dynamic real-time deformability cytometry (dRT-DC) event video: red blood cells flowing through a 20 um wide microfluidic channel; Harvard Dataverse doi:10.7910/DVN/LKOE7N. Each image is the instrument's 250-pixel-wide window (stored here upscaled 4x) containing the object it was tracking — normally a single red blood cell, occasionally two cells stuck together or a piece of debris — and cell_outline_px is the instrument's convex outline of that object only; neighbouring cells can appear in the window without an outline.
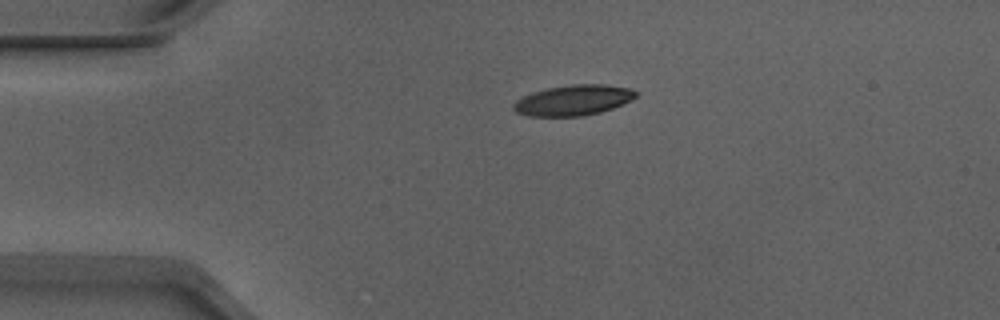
{"species": "Egyptian fruit bat (a non-hibernating species)", "species_latin": "Rousettus aegyptiacus", "temperature_condition": "warm", "stored_images_in_passage": 42, "camera_frame_rate_fps": 3000, "um_per_image_px": 0.085, "animal": {"sex": "male"}, "frame": {"image": 1, "passage_image": 1, "time_ms": 0.0, "image_size_px": [1000, 320], "cell_outline_px": [[636, 96], [632, 100], [612, 108], [600, 112], [584, 116], [528, 116], [516, 112], [512, 108], [512, 104], [516, 100], [532, 92], [548, 88], [572, 84], [604, 84], [628, 88], [636, 92]], "centroid_in_image_um": [48.7, 8.52], "position_along_channel_um": 36.3, "area_um2": 21.68}}
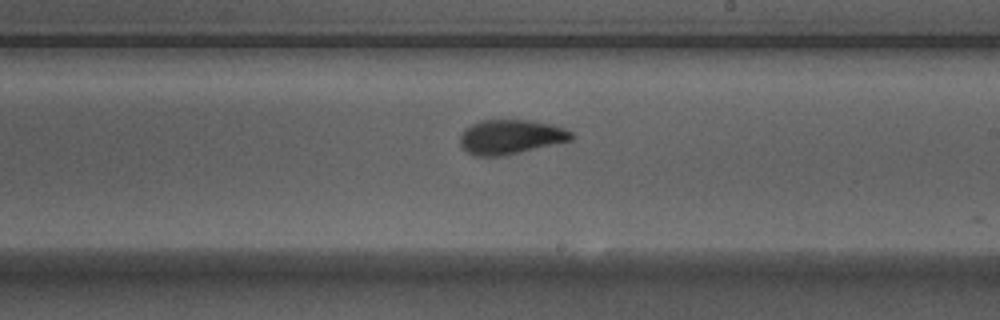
{"frame": {"image": 2, "passage_image": 20, "time_ms": 6.333, "image_size_px": [1000, 320], "cell_outline_px": [[576, 136], [572, 140], [520, 152], [500, 156], [472, 156], [460, 144], [460, 136], [464, 128], [480, 120], [528, 120], [552, 124], [564, 128], [572, 132]], "centroid_in_image_um": [43.41, 11.63], "position_along_channel_um": 245.6, "area_um2": 22.43}}
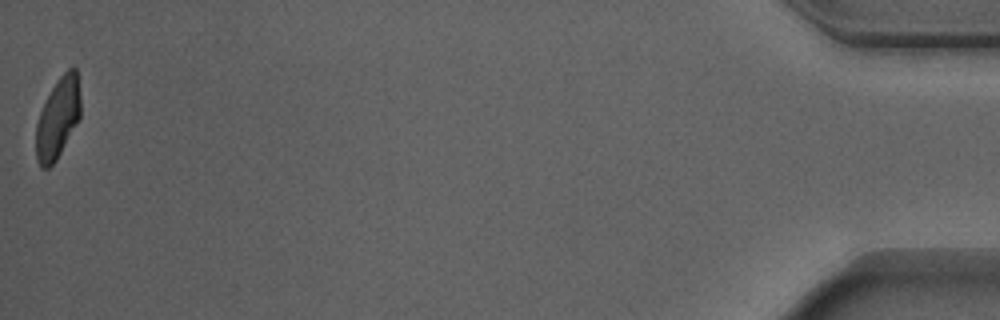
{"frame": {"image": 3, "passage_image": 42, "time_ms": 13.667, "image_size_px": [1000, 320], "cell_outline_px": [[80, 116], [56, 160], [48, 168], [40, 168], [36, 160], [36, 124], [40, 112], [52, 88], [60, 76], [68, 68], [76, 68], [80, 96]], "centroid_in_image_um": [4.9, 10.05], "position_along_channel_um": 430.3, "area_um2": 20.58}, "authors_computed_cell_mechanics": {"area_um2": 22.2819, "velocity_mm_per_s": 3.903, "shape_relaxation_time_tau1_ms": 2.5276, "shape_relaxation_time_tau2_ms": 1.6835, "deformation_change_tau1": 0.1769, "deformation_change_tau2": 0.0779}}